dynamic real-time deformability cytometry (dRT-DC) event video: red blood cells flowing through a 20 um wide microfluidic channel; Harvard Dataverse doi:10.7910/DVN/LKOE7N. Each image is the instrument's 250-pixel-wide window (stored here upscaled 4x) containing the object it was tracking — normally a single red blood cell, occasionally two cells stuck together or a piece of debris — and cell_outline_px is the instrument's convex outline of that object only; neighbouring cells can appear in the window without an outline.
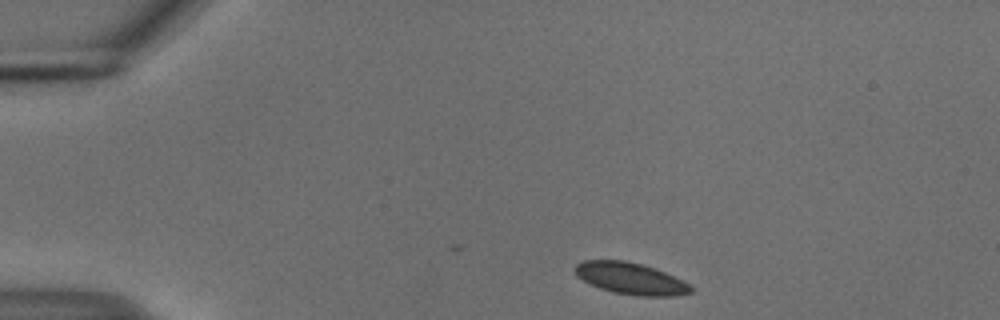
{"species": "common noctule bat (a hibernating species)", "species_latin": "Nyctalus noctula", "temperature_condition": "cold", "stored_images_in_passage": 36, "camera_frame_rate_fps": 3000, "um_per_image_px": 0.085, "animal": {"sex": "male", "body_mass_g": 18.8}, "frame": {"image": 1, "passage_image": 1, "time_ms": 0.0, "image_size_px": [1000, 320], "cell_outline_px": [[692, 292], [676, 296], [636, 296], [612, 292], [600, 288], [576, 276], [572, 268], [576, 264], [584, 260], [624, 260], [644, 264], [656, 268], [688, 284], [692, 288]], "centroid_in_image_um": [53.56, 23.66], "position_along_channel_um": 31.4, "area_um2": 21.44}}
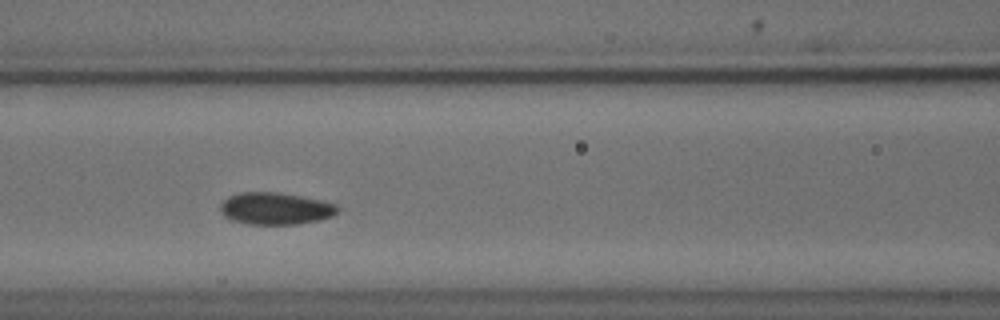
{"frame": {"image": 2, "passage_image": 15, "time_ms": 4.667, "image_size_px": [1000, 320], "cell_outline_px": [[340, 208], [332, 216], [320, 220], [296, 224], [248, 224], [232, 220], [224, 216], [220, 212], [220, 204], [228, 196], [240, 192], [280, 192], [320, 200], [336, 204]], "centroid_in_image_um": [23.39, 17.72], "position_along_channel_um": 143.2, "area_um2": 21.96}}
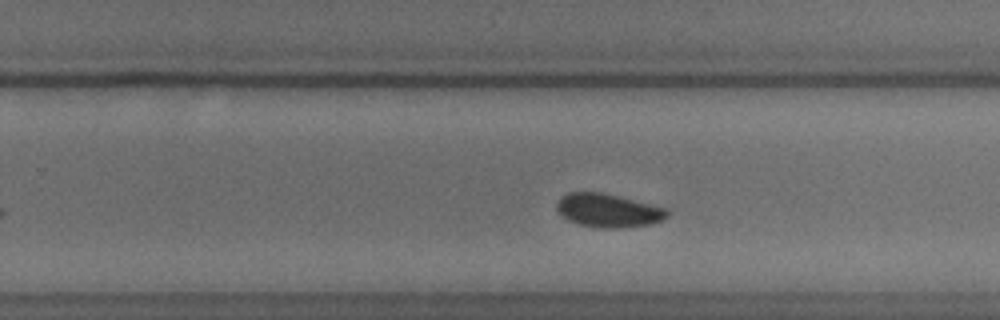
{"frame": {"image": 3, "passage_image": 26, "time_ms": 8.333, "image_size_px": [1000, 320], "cell_outline_px": [[668, 216], [652, 224], [624, 228], [600, 228], [580, 224], [568, 220], [556, 212], [556, 204], [560, 196], [568, 192], [604, 192], [668, 208]], "centroid_in_image_um": [51.68, 17.88], "position_along_channel_um": 278.1, "area_um2": 21.91}}